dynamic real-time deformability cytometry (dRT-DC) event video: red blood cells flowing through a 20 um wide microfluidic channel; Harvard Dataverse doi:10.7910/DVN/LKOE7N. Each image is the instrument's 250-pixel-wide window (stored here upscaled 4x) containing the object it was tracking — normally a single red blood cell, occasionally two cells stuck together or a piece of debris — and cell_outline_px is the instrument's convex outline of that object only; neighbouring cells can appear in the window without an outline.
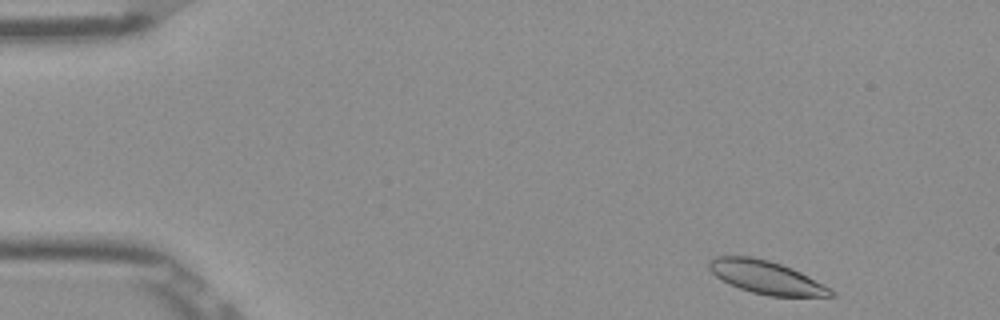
{"species": "Egyptian fruit bat (a non-hibernating species)", "species_latin": "Rousettus aegyptiacus", "temperature_condition": "room temperature", "stored_images_in_passage": 49, "camera_frame_rate_fps": 3000, "um_per_image_px": 0.085, "frame": {"image": 1, "passage_image": 2, "time_ms": 0.333, "image_size_px": [1000, 320], "cell_outline_px": [[836, 296], [768, 296], [752, 292], [740, 288], [716, 276], [708, 268], [708, 260], [716, 256], [752, 256], [768, 260], [792, 268], [808, 276], [836, 292]], "centroid_in_image_um": [65.12, 23.56], "position_along_channel_um": 19.9, "area_um2": 23.18}}
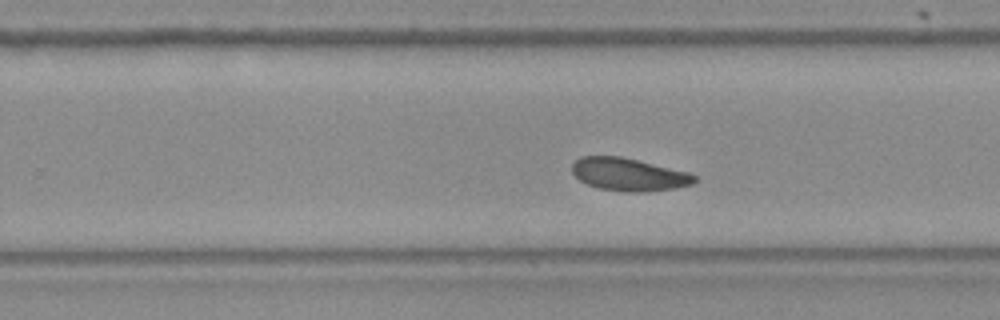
{"frame": {"image": 2, "passage_image": 30, "time_ms": 9.667, "image_size_px": [1000, 320], "cell_outline_px": [[696, 180], [692, 184], [672, 188], [644, 192], [624, 192], [600, 188], [588, 184], [580, 180], [572, 172], [572, 164], [580, 156], [620, 156], [688, 172], [696, 176]], "centroid_in_image_um": [53.42, 14.82], "position_along_channel_um": 276.4, "area_um2": 23.12}}
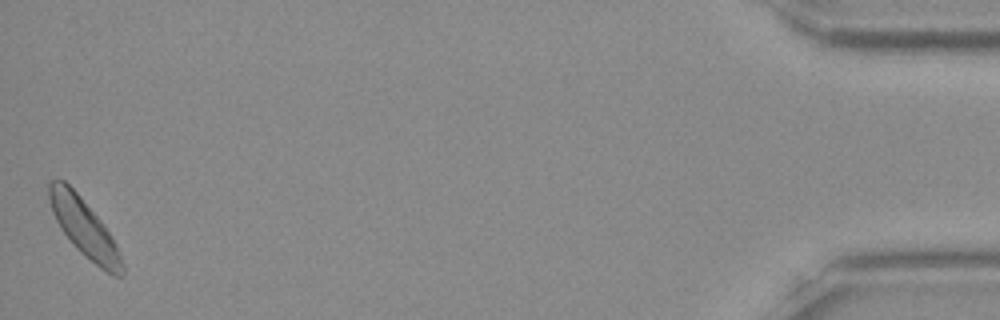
{"frame": {"image": 3, "passage_image": 49, "time_ms": 16.0, "image_size_px": [1000, 320], "cell_outline_px": [[124, 272], [120, 276], [112, 276], [100, 268], [80, 252], [72, 244], [60, 228], [52, 212], [48, 200], [48, 184], [52, 180], [64, 180], [80, 196], [100, 220], [112, 236], [116, 244], [124, 264]], "centroid_in_image_um": [7.15, 19.39], "position_along_channel_um": 428.0, "area_um2": 24.45}, "authors_computed_cell_mechanics": {"area_um2": 23.698, "velocity_mm_per_s": 3.8169, "shape_relaxation_time_tau1_ms": 8.9389, "shape_relaxation_time_tau2_ms": null, "deformation_change_tau1": 0.1132, "deformation_change_tau2": null}}